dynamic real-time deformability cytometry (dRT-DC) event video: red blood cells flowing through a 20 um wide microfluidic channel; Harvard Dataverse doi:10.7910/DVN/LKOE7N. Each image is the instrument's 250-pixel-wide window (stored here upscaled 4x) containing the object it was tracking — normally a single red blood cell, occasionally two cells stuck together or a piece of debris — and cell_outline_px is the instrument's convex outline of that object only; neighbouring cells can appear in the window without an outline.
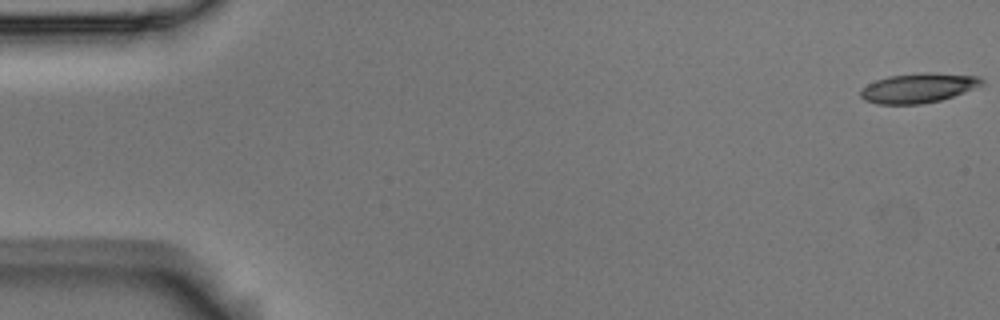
{"species": "Egyptian fruit bat (a non-hibernating species)", "species_latin": "Rousettus aegyptiacus", "temperature_condition": "room temperature", "stored_images_in_passage": 5, "camera_frame_rate_fps": 3000, "um_per_image_px": 0.085, "animal": {"sex": "male"}, "frame": {"image": 1, "passage_image": 1, "time_ms": 0.0, "image_size_px": [1000, 320], "cell_outline_px": [[984, 84], [964, 92], [940, 100], [920, 104], [876, 104], [864, 100], [860, 96], [860, 88], [876, 80], [888, 76], [916, 72], [932, 72], [980, 76], [984, 80]], "centroid_in_image_um": [78.04, 7.46], "position_along_channel_um": 7.0, "area_um2": 21.15}}
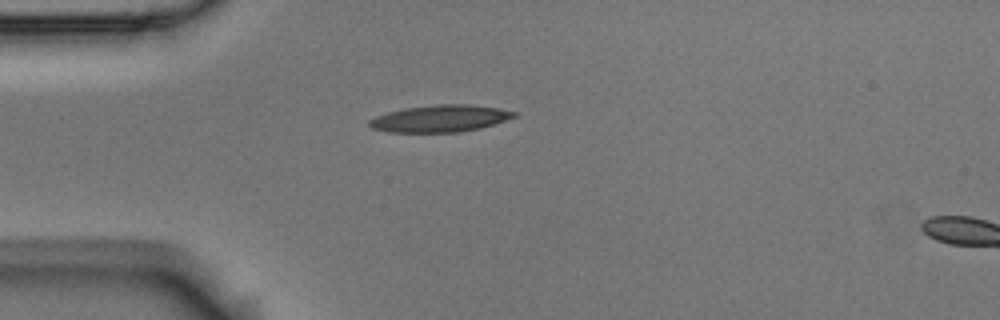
{"frame": {"image": 2, "passage_image": 5, "time_ms": 1.333, "image_size_px": [1000, 320], "cell_outline_px": [[516, 116], [480, 128], [460, 132], [388, 132], [372, 128], [368, 124], [368, 120], [376, 116], [388, 112], [404, 108], [440, 104], [468, 104], [496, 108], [516, 112]], "centroid_in_image_um": [37.36, 10.07], "position_along_channel_um": 47.6, "area_um2": 22.48}}